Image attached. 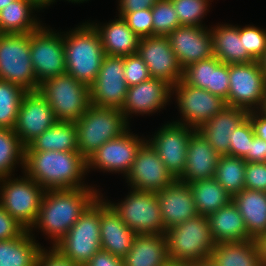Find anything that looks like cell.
<instances>
[{
  "label": "cell",
  "mask_w": 266,
  "mask_h": 266,
  "mask_svg": "<svg viewBox=\"0 0 266 266\" xmlns=\"http://www.w3.org/2000/svg\"><path fill=\"white\" fill-rule=\"evenodd\" d=\"M36 10L40 11L30 0L10 2L0 11V34H26L39 29L43 23L34 15Z\"/></svg>",
  "instance_id": "cell-32"
},
{
  "label": "cell",
  "mask_w": 266,
  "mask_h": 266,
  "mask_svg": "<svg viewBox=\"0 0 266 266\" xmlns=\"http://www.w3.org/2000/svg\"><path fill=\"white\" fill-rule=\"evenodd\" d=\"M260 110L263 111L266 114V94H265V97H264L263 106H262V108Z\"/></svg>",
  "instance_id": "cell-60"
},
{
  "label": "cell",
  "mask_w": 266,
  "mask_h": 266,
  "mask_svg": "<svg viewBox=\"0 0 266 266\" xmlns=\"http://www.w3.org/2000/svg\"><path fill=\"white\" fill-rule=\"evenodd\" d=\"M52 248L80 266H85L101 250L100 195Z\"/></svg>",
  "instance_id": "cell-5"
},
{
  "label": "cell",
  "mask_w": 266,
  "mask_h": 266,
  "mask_svg": "<svg viewBox=\"0 0 266 266\" xmlns=\"http://www.w3.org/2000/svg\"><path fill=\"white\" fill-rule=\"evenodd\" d=\"M137 53L146 63L151 78L163 79L172 86L182 80L183 68L167 36L142 37Z\"/></svg>",
  "instance_id": "cell-18"
},
{
  "label": "cell",
  "mask_w": 266,
  "mask_h": 266,
  "mask_svg": "<svg viewBox=\"0 0 266 266\" xmlns=\"http://www.w3.org/2000/svg\"><path fill=\"white\" fill-rule=\"evenodd\" d=\"M56 122L46 98L39 91H28L19 106L14 132L26 147Z\"/></svg>",
  "instance_id": "cell-19"
},
{
  "label": "cell",
  "mask_w": 266,
  "mask_h": 266,
  "mask_svg": "<svg viewBox=\"0 0 266 266\" xmlns=\"http://www.w3.org/2000/svg\"><path fill=\"white\" fill-rule=\"evenodd\" d=\"M210 0H171L180 21V26L203 27L202 18L209 11Z\"/></svg>",
  "instance_id": "cell-40"
},
{
  "label": "cell",
  "mask_w": 266,
  "mask_h": 266,
  "mask_svg": "<svg viewBox=\"0 0 266 266\" xmlns=\"http://www.w3.org/2000/svg\"><path fill=\"white\" fill-rule=\"evenodd\" d=\"M260 63L262 65L263 72L266 76V53H265L264 57L260 60Z\"/></svg>",
  "instance_id": "cell-59"
},
{
  "label": "cell",
  "mask_w": 266,
  "mask_h": 266,
  "mask_svg": "<svg viewBox=\"0 0 266 266\" xmlns=\"http://www.w3.org/2000/svg\"><path fill=\"white\" fill-rule=\"evenodd\" d=\"M244 188L266 192V162H246Z\"/></svg>",
  "instance_id": "cell-47"
},
{
  "label": "cell",
  "mask_w": 266,
  "mask_h": 266,
  "mask_svg": "<svg viewBox=\"0 0 266 266\" xmlns=\"http://www.w3.org/2000/svg\"><path fill=\"white\" fill-rule=\"evenodd\" d=\"M252 124L246 118L237 128L230 134L229 155L243 158L250 151L251 141L254 138Z\"/></svg>",
  "instance_id": "cell-43"
},
{
  "label": "cell",
  "mask_w": 266,
  "mask_h": 266,
  "mask_svg": "<svg viewBox=\"0 0 266 266\" xmlns=\"http://www.w3.org/2000/svg\"><path fill=\"white\" fill-rule=\"evenodd\" d=\"M173 94L181 115L179 120L173 122L196 130L227 106L221 97L205 89L188 85L183 80L172 86V96Z\"/></svg>",
  "instance_id": "cell-13"
},
{
  "label": "cell",
  "mask_w": 266,
  "mask_h": 266,
  "mask_svg": "<svg viewBox=\"0 0 266 266\" xmlns=\"http://www.w3.org/2000/svg\"><path fill=\"white\" fill-rule=\"evenodd\" d=\"M158 0H118V12H136L142 9L152 8Z\"/></svg>",
  "instance_id": "cell-52"
},
{
  "label": "cell",
  "mask_w": 266,
  "mask_h": 266,
  "mask_svg": "<svg viewBox=\"0 0 266 266\" xmlns=\"http://www.w3.org/2000/svg\"><path fill=\"white\" fill-rule=\"evenodd\" d=\"M124 78L128 87L151 78L146 63L138 53L124 57Z\"/></svg>",
  "instance_id": "cell-45"
},
{
  "label": "cell",
  "mask_w": 266,
  "mask_h": 266,
  "mask_svg": "<svg viewBox=\"0 0 266 266\" xmlns=\"http://www.w3.org/2000/svg\"><path fill=\"white\" fill-rule=\"evenodd\" d=\"M85 266H124L123 261L107 251H98Z\"/></svg>",
  "instance_id": "cell-53"
},
{
  "label": "cell",
  "mask_w": 266,
  "mask_h": 266,
  "mask_svg": "<svg viewBox=\"0 0 266 266\" xmlns=\"http://www.w3.org/2000/svg\"><path fill=\"white\" fill-rule=\"evenodd\" d=\"M62 33L66 73L90 87L105 56L98 32L90 22H85Z\"/></svg>",
  "instance_id": "cell-3"
},
{
  "label": "cell",
  "mask_w": 266,
  "mask_h": 266,
  "mask_svg": "<svg viewBox=\"0 0 266 266\" xmlns=\"http://www.w3.org/2000/svg\"><path fill=\"white\" fill-rule=\"evenodd\" d=\"M36 266H80L74 264L71 260L62 257L55 249L52 247L47 250L43 248L37 259Z\"/></svg>",
  "instance_id": "cell-49"
},
{
  "label": "cell",
  "mask_w": 266,
  "mask_h": 266,
  "mask_svg": "<svg viewBox=\"0 0 266 266\" xmlns=\"http://www.w3.org/2000/svg\"><path fill=\"white\" fill-rule=\"evenodd\" d=\"M100 193L95 187L45 190L38 218L29 231L39 229L53 247Z\"/></svg>",
  "instance_id": "cell-1"
},
{
  "label": "cell",
  "mask_w": 266,
  "mask_h": 266,
  "mask_svg": "<svg viewBox=\"0 0 266 266\" xmlns=\"http://www.w3.org/2000/svg\"><path fill=\"white\" fill-rule=\"evenodd\" d=\"M247 118L252 124L254 135L266 141V114L261 110L250 111Z\"/></svg>",
  "instance_id": "cell-51"
},
{
  "label": "cell",
  "mask_w": 266,
  "mask_h": 266,
  "mask_svg": "<svg viewBox=\"0 0 266 266\" xmlns=\"http://www.w3.org/2000/svg\"><path fill=\"white\" fill-rule=\"evenodd\" d=\"M165 266H195V262L169 260Z\"/></svg>",
  "instance_id": "cell-56"
},
{
  "label": "cell",
  "mask_w": 266,
  "mask_h": 266,
  "mask_svg": "<svg viewBox=\"0 0 266 266\" xmlns=\"http://www.w3.org/2000/svg\"><path fill=\"white\" fill-rule=\"evenodd\" d=\"M167 38L183 69L214 56L212 34L207 26H180L170 32Z\"/></svg>",
  "instance_id": "cell-21"
},
{
  "label": "cell",
  "mask_w": 266,
  "mask_h": 266,
  "mask_svg": "<svg viewBox=\"0 0 266 266\" xmlns=\"http://www.w3.org/2000/svg\"><path fill=\"white\" fill-rule=\"evenodd\" d=\"M0 80L38 91L30 56V33L0 34Z\"/></svg>",
  "instance_id": "cell-9"
},
{
  "label": "cell",
  "mask_w": 266,
  "mask_h": 266,
  "mask_svg": "<svg viewBox=\"0 0 266 266\" xmlns=\"http://www.w3.org/2000/svg\"><path fill=\"white\" fill-rule=\"evenodd\" d=\"M22 171L44 190L93 187L83 181L87 160L79 151H25Z\"/></svg>",
  "instance_id": "cell-2"
},
{
  "label": "cell",
  "mask_w": 266,
  "mask_h": 266,
  "mask_svg": "<svg viewBox=\"0 0 266 266\" xmlns=\"http://www.w3.org/2000/svg\"><path fill=\"white\" fill-rule=\"evenodd\" d=\"M118 16H121L139 37L153 36L152 8L136 12L119 13Z\"/></svg>",
  "instance_id": "cell-44"
},
{
  "label": "cell",
  "mask_w": 266,
  "mask_h": 266,
  "mask_svg": "<svg viewBox=\"0 0 266 266\" xmlns=\"http://www.w3.org/2000/svg\"><path fill=\"white\" fill-rule=\"evenodd\" d=\"M30 56L34 74L39 85L44 80L65 74L63 34L44 24L30 32Z\"/></svg>",
  "instance_id": "cell-12"
},
{
  "label": "cell",
  "mask_w": 266,
  "mask_h": 266,
  "mask_svg": "<svg viewBox=\"0 0 266 266\" xmlns=\"http://www.w3.org/2000/svg\"><path fill=\"white\" fill-rule=\"evenodd\" d=\"M38 91L49 102L57 121L75 122L91 105L90 87L68 73L44 80Z\"/></svg>",
  "instance_id": "cell-7"
},
{
  "label": "cell",
  "mask_w": 266,
  "mask_h": 266,
  "mask_svg": "<svg viewBox=\"0 0 266 266\" xmlns=\"http://www.w3.org/2000/svg\"><path fill=\"white\" fill-rule=\"evenodd\" d=\"M248 113L242 108L226 106L197 130L220 156L229 155L230 134L247 118Z\"/></svg>",
  "instance_id": "cell-25"
},
{
  "label": "cell",
  "mask_w": 266,
  "mask_h": 266,
  "mask_svg": "<svg viewBox=\"0 0 266 266\" xmlns=\"http://www.w3.org/2000/svg\"><path fill=\"white\" fill-rule=\"evenodd\" d=\"M215 244L248 240L244 220L233 201L207 216Z\"/></svg>",
  "instance_id": "cell-30"
},
{
  "label": "cell",
  "mask_w": 266,
  "mask_h": 266,
  "mask_svg": "<svg viewBox=\"0 0 266 266\" xmlns=\"http://www.w3.org/2000/svg\"><path fill=\"white\" fill-rule=\"evenodd\" d=\"M39 10H43V8H47L54 2L55 0H30Z\"/></svg>",
  "instance_id": "cell-55"
},
{
  "label": "cell",
  "mask_w": 266,
  "mask_h": 266,
  "mask_svg": "<svg viewBox=\"0 0 266 266\" xmlns=\"http://www.w3.org/2000/svg\"><path fill=\"white\" fill-rule=\"evenodd\" d=\"M266 94V76L260 61L229 64L227 106L248 112L260 110Z\"/></svg>",
  "instance_id": "cell-10"
},
{
  "label": "cell",
  "mask_w": 266,
  "mask_h": 266,
  "mask_svg": "<svg viewBox=\"0 0 266 266\" xmlns=\"http://www.w3.org/2000/svg\"><path fill=\"white\" fill-rule=\"evenodd\" d=\"M218 61L213 56L209 59L189 64L183 69L182 80L188 85L207 90L210 85L211 69Z\"/></svg>",
  "instance_id": "cell-41"
},
{
  "label": "cell",
  "mask_w": 266,
  "mask_h": 266,
  "mask_svg": "<svg viewBox=\"0 0 266 266\" xmlns=\"http://www.w3.org/2000/svg\"><path fill=\"white\" fill-rule=\"evenodd\" d=\"M214 56L226 64L249 63L255 61L246 51L240 27L231 24H218L210 28Z\"/></svg>",
  "instance_id": "cell-28"
},
{
  "label": "cell",
  "mask_w": 266,
  "mask_h": 266,
  "mask_svg": "<svg viewBox=\"0 0 266 266\" xmlns=\"http://www.w3.org/2000/svg\"><path fill=\"white\" fill-rule=\"evenodd\" d=\"M107 202L136 234H164V222L155 192L130 189L119 203Z\"/></svg>",
  "instance_id": "cell-11"
},
{
  "label": "cell",
  "mask_w": 266,
  "mask_h": 266,
  "mask_svg": "<svg viewBox=\"0 0 266 266\" xmlns=\"http://www.w3.org/2000/svg\"><path fill=\"white\" fill-rule=\"evenodd\" d=\"M240 38L248 54L256 61H260L266 53V29L245 25L240 27Z\"/></svg>",
  "instance_id": "cell-42"
},
{
  "label": "cell",
  "mask_w": 266,
  "mask_h": 266,
  "mask_svg": "<svg viewBox=\"0 0 266 266\" xmlns=\"http://www.w3.org/2000/svg\"><path fill=\"white\" fill-rule=\"evenodd\" d=\"M165 231L198 215L188 183L175 180L157 193Z\"/></svg>",
  "instance_id": "cell-23"
},
{
  "label": "cell",
  "mask_w": 266,
  "mask_h": 266,
  "mask_svg": "<svg viewBox=\"0 0 266 266\" xmlns=\"http://www.w3.org/2000/svg\"><path fill=\"white\" fill-rule=\"evenodd\" d=\"M246 162H266V141L256 135L251 141L250 151L243 157Z\"/></svg>",
  "instance_id": "cell-50"
},
{
  "label": "cell",
  "mask_w": 266,
  "mask_h": 266,
  "mask_svg": "<svg viewBox=\"0 0 266 266\" xmlns=\"http://www.w3.org/2000/svg\"><path fill=\"white\" fill-rule=\"evenodd\" d=\"M78 151L75 122L57 121L31 141L25 151Z\"/></svg>",
  "instance_id": "cell-34"
},
{
  "label": "cell",
  "mask_w": 266,
  "mask_h": 266,
  "mask_svg": "<svg viewBox=\"0 0 266 266\" xmlns=\"http://www.w3.org/2000/svg\"><path fill=\"white\" fill-rule=\"evenodd\" d=\"M210 259L216 266H263L256 239L215 244Z\"/></svg>",
  "instance_id": "cell-31"
},
{
  "label": "cell",
  "mask_w": 266,
  "mask_h": 266,
  "mask_svg": "<svg viewBox=\"0 0 266 266\" xmlns=\"http://www.w3.org/2000/svg\"><path fill=\"white\" fill-rule=\"evenodd\" d=\"M68 2H71V3H83L85 1H89V0H66Z\"/></svg>",
  "instance_id": "cell-61"
},
{
  "label": "cell",
  "mask_w": 266,
  "mask_h": 266,
  "mask_svg": "<svg viewBox=\"0 0 266 266\" xmlns=\"http://www.w3.org/2000/svg\"><path fill=\"white\" fill-rule=\"evenodd\" d=\"M153 36H167L180 27L177 12L171 0H158L152 7Z\"/></svg>",
  "instance_id": "cell-39"
},
{
  "label": "cell",
  "mask_w": 266,
  "mask_h": 266,
  "mask_svg": "<svg viewBox=\"0 0 266 266\" xmlns=\"http://www.w3.org/2000/svg\"><path fill=\"white\" fill-rule=\"evenodd\" d=\"M257 244L260 249L262 265L266 266V234H263L257 239Z\"/></svg>",
  "instance_id": "cell-54"
},
{
  "label": "cell",
  "mask_w": 266,
  "mask_h": 266,
  "mask_svg": "<svg viewBox=\"0 0 266 266\" xmlns=\"http://www.w3.org/2000/svg\"><path fill=\"white\" fill-rule=\"evenodd\" d=\"M246 161L230 155H221L215 169L214 179L232 197L244 189Z\"/></svg>",
  "instance_id": "cell-37"
},
{
  "label": "cell",
  "mask_w": 266,
  "mask_h": 266,
  "mask_svg": "<svg viewBox=\"0 0 266 266\" xmlns=\"http://www.w3.org/2000/svg\"><path fill=\"white\" fill-rule=\"evenodd\" d=\"M26 230L0 205V241L18 238Z\"/></svg>",
  "instance_id": "cell-48"
},
{
  "label": "cell",
  "mask_w": 266,
  "mask_h": 266,
  "mask_svg": "<svg viewBox=\"0 0 266 266\" xmlns=\"http://www.w3.org/2000/svg\"><path fill=\"white\" fill-rule=\"evenodd\" d=\"M125 178L131 189L155 193L176 180L147 141L137 152Z\"/></svg>",
  "instance_id": "cell-17"
},
{
  "label": "cell",
  "mask_w": 266,
  "mask_h": 266,
  "mask_svg": "<svg viewBox=\"0 0 266 266\" xmlns=\"http://www.w3.org/2000/svg\"><path fill=\"white\" fill-rule=\"evenodd\" d=\"M146 141L153 147L161 161L175 179H178L186 165L187 147L195 128L168 122Z\"/></svg>",
  "instance_id": "cell-15"
},
{
  "label": "cell",
  "mask_w": 266,
  "mask_h": 266,
  "mask_svg": "<svg viewBox=\"0 0 266 266\" xmlns=\"http://www.w3.org/2000/svg\"><path fill=\"white\" fill-rule=\"evenodd\" d=\"M16 0H0V11L5 7L8 6L10 2H13Z\"/></svg>",
  "instance_id": "cell-58"
},
{
  "label": "cell",
  "mask_w": 266,
  "mask_h": 266,
  "mask_svg": "<svg viewBox=\"0 0 266 266\" xmlns=\"http://www.w3.org/2000/svg\"><path fill=\"white\" fill-rule=\"evenodd\" d=\"M118 17L103 25L90 23L100 36L105 55L125 57L136 54L141 37L132 31L121 16Z\"/></svg>",
  "instance_id": "cell-26"
},
{
  "label": "cell",
  "mask_w": 266,
  "mask_h": 266,
  "mask_svg": "<svg viewBox=\"0 0 266 266\" xmlns=\"http://www.w3.org/2000/svg\"><path fill=\"white\" fill-rule=\"evenodd\" d=\"M170 260L165 234H137L124 266H165Z\"/></svg>",
  "instance_id": "cell-27"
},
{
  "label": "cell",
  "mask_w": 266,
  "mask_h": 266,
  "mask_svg": "<svg viewBox=\"0 0 266 266\" xmlns=\"http://www.w3.org/2000/svg\"><path fill=\"white\" fill-rule=\"evenodd\" d=\"M26 93L21 86L0 80V128L14 130L19 106Z\"/></svg>",
  "instance_id": "cell-38"
},
{
  "label": "cell",
  "mask_w": 266,
  "mask_h": 266,
  "mask_svg": "<svg viewBox=\"0 0 266 266\" xmlns=\"http://www.w3.org/2000/svg\"><path fill=\"white\" fill-rule=\"evenodd\" d=\"M34 236L26 230L18 238L0 241V266H36L43 246Z\"/></svg>",
  "instance_id": "cell-33"
},
{
  "label": "cell",
  "mask_w": 266,
  "mask_h": 266,
  "mask_svg": "<svg viewBox=\"0 0 266 266\" xmlns=\"http://www.w3.org/2000/svg\"><path fill=\"white\" fill-rule=\"evenodd\" d=\"M219 158L209 142L195 130L189 138L185 169L177 180L189 184L214 178Z\"/></svg>",
  "instance_id": "cell-24"
},
{
  "label": "cell",
  "mask_w": 266,
  "mask_h": 266,
  "mask_svg": "<svg viewBox=\"0 0 266 266\" xmlns=\"http://www.w3.org/2000/svg\"><path fill=\"white\" fill-rule=\"evenodd\" d=\"M195 266H216V265L209 258L207 260H202V261H199V262H195Z\"/></svg>",
  "instance_id": "cell-57"
},
{
  "label": "cell",
  "mask_w": 266,
  "mask_h": 266,
  "mask_svg": "<svg viewBox=\"0 0 266 266\" xmlns=\"http://www.w3.org/2000/svg\"><path fill=\"white\" fill-rule=\"evenodd\" d=\"M25 146L14 130L0 128V179L14 176L16 164L24 169Z\"/></svg>",
  "instance_id": "cell-36"
},
{
  "label": "cell",
  "mask_w": 266,
  "mask_h": 266,
  "mask_svg": "<svg viewBox=\"0 0 266 266\" xmlns=\"http://www.w3.org/2000/svg\"><path fill=\"white\" fill-rule=\"evenodd\" d=\"M130 128L121 136L105 142L87 159V172L99 169L103 172L122 173L125 177L136 158L141 146L146 142L130 132Z\"/></svg>",
  "instance_id": "cell-14"
},
{
  "label": "cell",
  "mask_w": 266,
  "mask_h": 266,
  "mask_svg": "<svg viewBox=\"0 0 266 266\" xmlns=\"http://www.w3.org/2000/svg\"><path fill=\"white\" fill-rule=\"evenodd\" d=\"M195 208L199 215L208 216L233 199L223 186L214 178L189 183Z\"/></svg>",
  "instance_id": "cell-35"
},
{
  "label": "cell",
  "mask_w": 266,
  "mask_h": 266,
  "mask_svg": "<svg viewBox=\"0 0 266 266\" xmlns=\"http://www.w3.org/2000/svg\"><path fill=\"white\" fill-rule=\"evenodd\" d=\"M127 89L124 57L105 55L98 75L90 86L91 105L121 109Z\"/></svg>",
  "instance_id": "cell-16"
},
{
  "label": "cell",
  "mask_w": 266,
  "mask_h": 266,
  "mask_svg": "<svg viewBox=\"0 0 266 266\" xmlns=\"http://www.w3.org/2000/svg\"><path fill=\"white\" fill-rule=\"evenodd\" d=\"M169 258L199 262L210 258L215 246L209 220L197 215L165 231Z\"/></svg>",
  "instance_id": "cell-6"
},
{
  "label": "cell",
  "mask_w": 266,
  "mask_h": 266,
  "mask_svg": "<svg viewBox=\"0 0 266 266\" xmlns=\"http://www.w3.org/2000/svg\"><path fill=\"white\" fill-rule=\"evenodd\" d=\"M0 179V205L27 230L35 224L45 190L26 173Z\"/></svg>",
  "instance_id": "cell-8"
},
{
  "label": "cell",
  "mask_w": 266,
  "mask_h": 266,
  "mask_svg": "<svg viewBox=\"0 0 266 266\" xmlns=\"http://www.w3.org/2000/svg\"><path fill=\"white\" fill-rule=\"evenodd\" d=\"M129 124L121 109L90 105L75 121L79 153L87 160L105 142L124 134Z\"/></svg>",
  "instance_id": "cell-4"
},
{
  "label": "cell",
  "mask_w": 266,
  "mask_h": 266,
  "mask_svg": "<svg viewBox=\"0 0 266 266\" xmlns=\"http://www.w3.org/2000/svg\"><path fill=\"white\" fill-rule=\"evenodd\" d=\"M171 97L172 85L163 79L150 78L128 87L121 111L129 122V117L134 116L131 114L150 115L158 110L160 112L171 101Z\"/></svg>",
  "instance_id": "cell-20"
},
{
  "label": "cell",
  "mask_w": 266,
  "mask_h": 266,
  "mask_svg": "<svg viewBox=\"0 0 266 266\" xmlns=\"http://www.w3.org/2000/svg\"><path fill=\"white\" fill-rule=\"evenodd\" d=\"M248 232L249 239L266 234V192L243 189L233 196Z\"/></svg>",
  "instance_id": "cell-29"
},
{
  "label": "cell",
  "mask_w": 266,
  "mask_h": 266,
  "mask_svg": "<svg viewBox=\"0 0 266 266\" xmlns=\"http://www.w3.org/2000/svg\"><path fill=\"white\" fill-rule=\"evenodd\" d=\"M102 195V196H101ZM137 234L127 227L119 214L100 194V239L101 250L121 260L132 247Z\"/></svg>",
  "instance_id": "cell-22"
},
{
  "label": "cell",
  "mask_w": 266,
  "mask_h": 266,
  "mask_svg": "<svg viewBox=\"0 0 266 266\" xmlns=\"http://www.w3.org/2000/svg\"><path fill=\"white\" fill-rule=\"evenodd\" d=\"M207 91L225 101L227 100L229 93V64L218 61L212 67L210 85Z\"/></svg>",
  "instance_id": "cell-46"
}]
</instances>
